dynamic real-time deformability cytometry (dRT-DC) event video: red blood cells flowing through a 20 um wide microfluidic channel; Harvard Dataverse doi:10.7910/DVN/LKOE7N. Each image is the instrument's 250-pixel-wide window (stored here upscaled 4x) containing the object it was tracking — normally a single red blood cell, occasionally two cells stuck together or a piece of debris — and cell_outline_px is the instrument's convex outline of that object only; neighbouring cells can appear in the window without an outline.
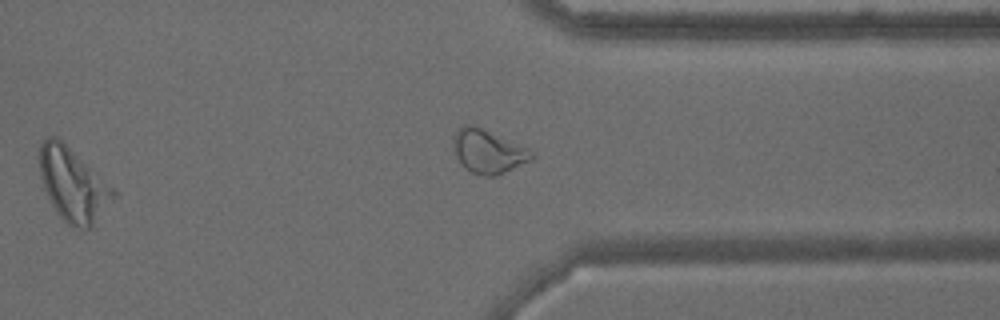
{"species": "common noctule bat (a hibernating species)", "species_latin": "Nyctalus noctula", "temperature_condition": "warm", "stored_images_in_passage": 33, "segment_of_instrument_passage": [2, 2], "camera_frame_rate_fps": 3000, "um_per_image_px": 0.085, "animal": {"sex": "male", "body_mass_g": 15.6}, "frame": {"image": 1, "passage_image": 29, "time_ms": 9.333, "image_size_px": [1000, 320], "cell_outline_px": [[116, 196], [92, 224], [88, 228], [72, 228], [56, 212], [44, 188], [40, 176], [40, 144], [48, 136], [56, 136], [112, 188], [116, 192]], "centroid_in_image_um": [6.16, 15.71], "position_along_channel_um": 405.2, "area_um2": 30.35}}